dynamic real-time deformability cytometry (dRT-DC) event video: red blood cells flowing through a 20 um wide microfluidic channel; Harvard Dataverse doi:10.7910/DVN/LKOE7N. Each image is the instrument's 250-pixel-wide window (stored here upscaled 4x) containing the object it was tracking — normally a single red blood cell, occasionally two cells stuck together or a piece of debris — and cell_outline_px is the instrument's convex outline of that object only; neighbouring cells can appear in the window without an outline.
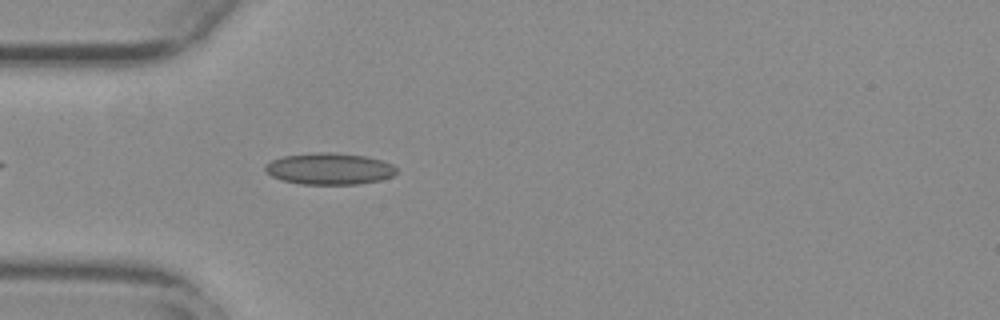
{"species": "common noctule bat (a hibernating species)", "species_latin": "Nyctalus noctula", "temperature_condition": "warm", "stored_images_in_passage": 43, "camera_frame_rate_fps": 3000, "um_per_image_px": 0.085, "animal": {"sex": "female", "body_mass_g": 29.2, "forearm_length_mm": 56.3}, "frame": {"image": 1, "passage_image": 5, "time_ms": 1.333, "image_size_px": [1000, 320], "cell_outline_px": [[396, 172], [392, 176], [380, 180], [360, 184], [300, 184], [280, 180], [264, 172], [264, 164], [272, 160], [284, 156], [312, 152], [328, 152], [368, 156], [392, 164], [396, 168]], "centroid_in_image_um": [27.95, 14.34], "position_along_channel_um": 57.0, "area_um2": 24.33}}
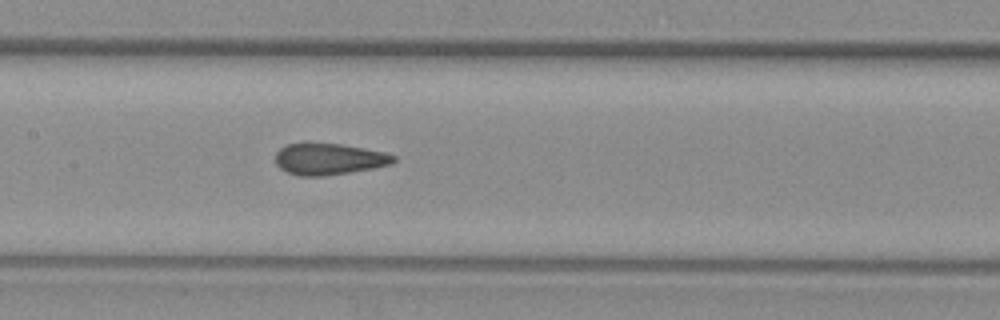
{"frame": {"image": 2, "passage_image": 15, "time_ms": 4.667, "image_size_px": [1000, 320], "cell_outline_px": [[396, 160], [392, 164], [372, 168], [324, 176], [300, 176], [288, 172], [280, 168], [276, 164], [276, 152], [280, 148], [288, 144], [340, 144], [364, 148], [384, 152], [396, 156]], "centroid_in_image_um": [27.97, 13.53], "position_along_channel_um": 179.4, "area_um2": 21.33}}
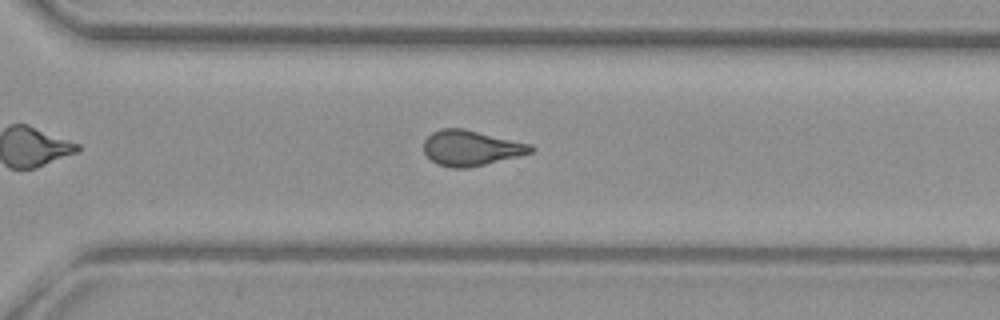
{"frame": {"image": 3, "passage_image": 27, "time_ms": 8.667, "image_size_px": [1000, 320], "cell_outline_px": [[536, 148], [532, 152], [520, 156], [468, 168], [452, 168], [436, 164], [424, 152], [424, 140], [432, 132], [440, 128], [464, 128], [532, 144]], "centroid_in_image_um": [40.05, 12.57], "position_along_channel_um": 330.5, "area_um2": 22.25}, "authors_computed_cell_mechanics": {"area_um2": 21.9062, "velocity_mm_per_s": 3.7893, "shape_relaxation_time_tau1_ms": null, "shape_relaxation_time_tau2_ms": 1.2318, "deformation_change_tau1": null, "deformation_change_tau2": 0.0796}}